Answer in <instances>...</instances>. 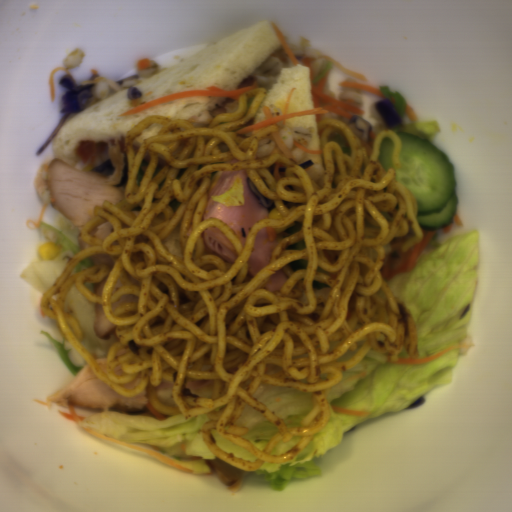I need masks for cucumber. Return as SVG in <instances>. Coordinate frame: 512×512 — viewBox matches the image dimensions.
I'll use <instances>...</instances> for the list:
<instances>
[{"mask_svg":"<svg viewBox=\"0 0 512 512\" xmlns=\"http://www.w3.org/2000/svg\"><path fill=\"white\" fill-rule=\"evenodd\" d=\"M399 165L394 179L416 198L420 228L447 227L455 218L458 196L452 165L444 151L410 132H396Z\"/></svg>","mask_w":512,"mask_h":512,"instance_id":"8b760119","label":"cucumber"},{"mask_svg":"<svg viewBox=\"0 0 512 512\" xmlns=\"http://www.w3.org/2000/svg\"><path fill=\"white\" fill-rule=\"evenodd\" d=\"M378 160L389 172L391 168L395 167L394 162V144L390 138H384L380 144Z\"/></svg>","mask_w":512,"mask_h":512,"instance_id":"586b57bf","label":"cucumber"}]
</instances>
